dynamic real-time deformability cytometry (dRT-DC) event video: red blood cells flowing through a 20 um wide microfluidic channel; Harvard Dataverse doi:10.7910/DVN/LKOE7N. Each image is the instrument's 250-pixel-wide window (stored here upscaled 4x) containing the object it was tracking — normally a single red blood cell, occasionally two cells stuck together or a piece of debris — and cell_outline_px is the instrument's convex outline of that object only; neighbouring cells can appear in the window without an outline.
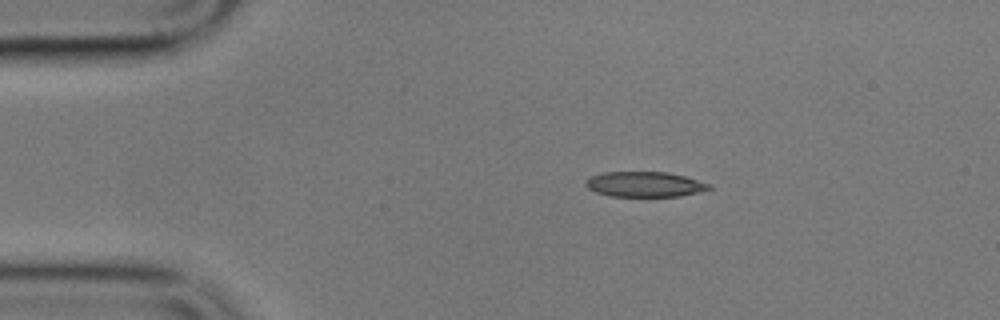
{"species": "common noctule bat (a hibernating species)", "species_latin": "Nyctalus noctula", "temperature_condition": "cold", "stored_images_in_passage": 5, "camera_frame_rate_fps": 3000, "um_per_image_px": 0.085, "animal": {"sex": "male", "body_mass_g": 17.9}, "frame": {"image": 1, "passage_image": 1, "time_ms": 0.0, "image_size_px": [1000, 320], "cell_outline_px": [[712, 188], [700, 192], [680, 196], [608, 196], [596, 192], [588, 188], [584, 184], [584, 180], [592, 176], [604, 172], [668, 172], [684, 176], [712, 184]], "centroid_in_image_um": [54.8, 15.66], "position_along_channel_um": 30.2, "area_um2": 18.21}}
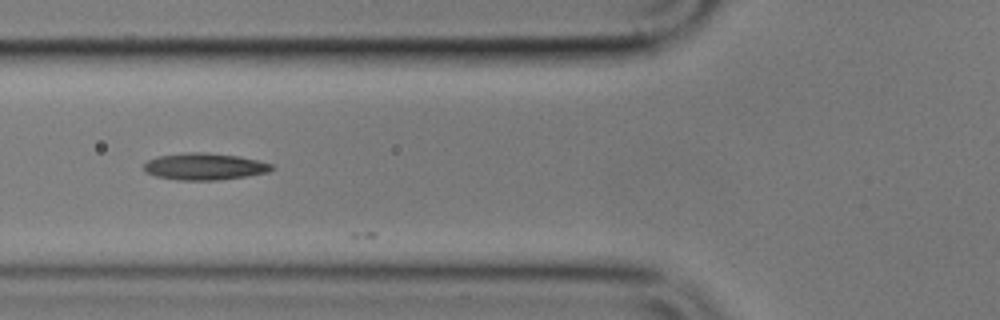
{"frame": {"image": 2, "passage_image": 4, "time_ms": 3.667, "image_size_px": [1000, 320], "cell_outline_px": [[276, 168], [268, 172], [244, 176], [216, 180], [180, 180], [156, 176], [144, 172], [144, 164], [148, 160], [156, 156], [188, 152], [200, 152], [240, 156], [272, 164]], "centroid_in_image_um": [17.36, 14.15], "position_along_channel_um": 108.4, "area_um2": 19.88}}